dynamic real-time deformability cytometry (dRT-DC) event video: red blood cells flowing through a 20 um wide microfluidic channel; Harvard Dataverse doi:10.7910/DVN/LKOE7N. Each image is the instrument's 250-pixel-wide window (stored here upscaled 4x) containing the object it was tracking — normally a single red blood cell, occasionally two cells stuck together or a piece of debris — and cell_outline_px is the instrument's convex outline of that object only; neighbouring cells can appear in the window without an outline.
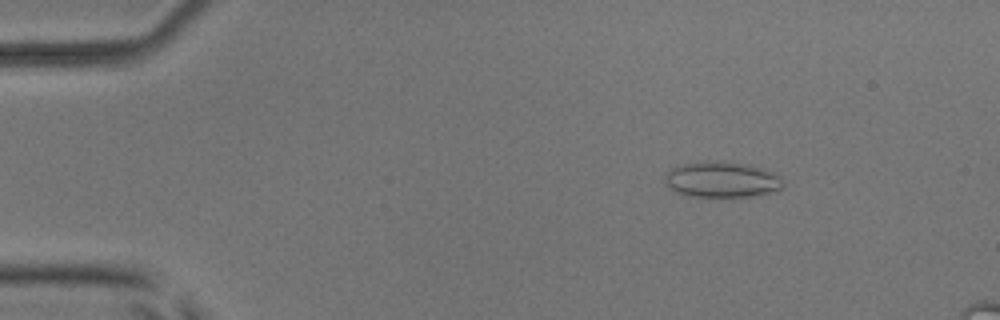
{"species": "common noctule bat (a hibernating species)", "species_latin": "Nyctalus noctula", "temperature_condition": "room temperature", "stored_images_in_passage": 51, "camera_frame_rate_fps": 3000, "um_per_image_px": 0.085, "animal": {"sex": "male", "body_mass_g": 17.9, "forearm_length_mm": 54.2}, "frame": {"image": 1, "passage_image": 5, "time_ms": 1.333, "image_size_px": [1000, 320], "cell_outline_px": [[784, 188], [752, 196], [688, 196], [676, 192], [664, 184], [664, 176], [672, 168], [680, 164], [704, 160], [716, 160], [748, 164], [764, 168], [776, 172], [780, 176], [784, 184]], "centroid_in_image_um": [61.35, 15.23], "position_along_channel_um": 23.7, "area_um2": 25.03}}
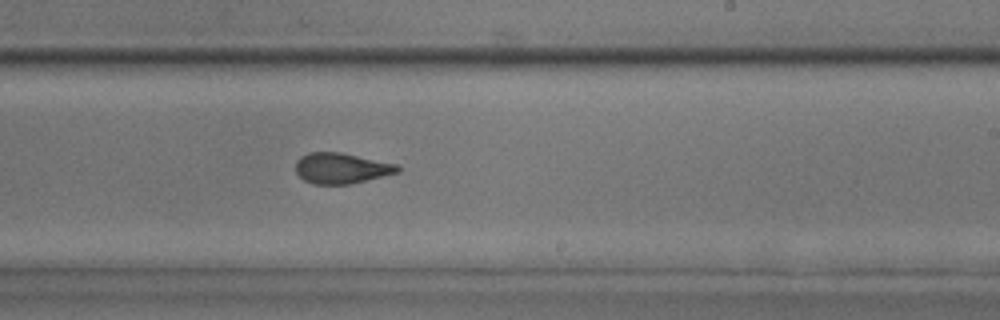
{"frame": {"image": 2, "passage_image": 30, "time_ms": 9.667, "image_size_px": [1000, 320], "cell_outline_px": [[400, 172], [348, 184], [312, 184], [304, 180], [296, 172], [296, 160], [300, 156], [308, 152], [340, 152], [396, 164], [400, 168]], "centroid_in_image_um": [28.98, 14.29], "position_along_channel_um": 260.0, "area_um2": 18.09}}
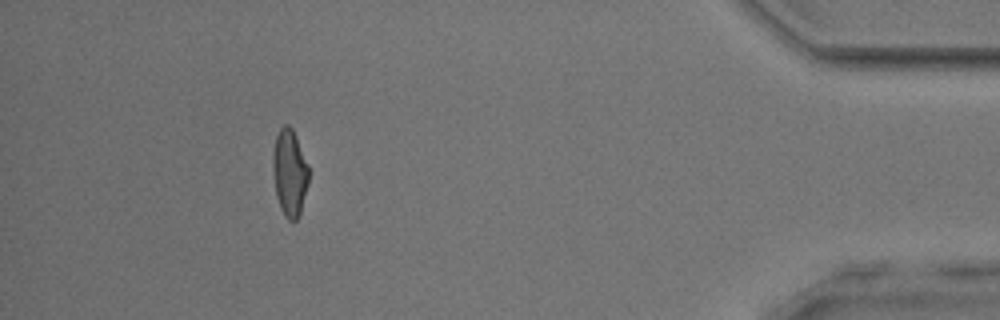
{"frame": {"image": 3, "passage_image": 46, "time_ms": 15.0, "image_size_px": [1000, 320], "cell_outline_px": [[308, 184], [300, 212], [296, 220], [288, 220], [284, 216], [280, 208], [276, 196], [272, 168], [272, 156], [276, 136], [280, 128], [284, 124], [288, 124], [292, 128], [296, 136], [308, 164]], "centroid_in_image_um": [24.6, 14.67], "position_along_channel_um": 410.6, "area_um2": 18.21}}